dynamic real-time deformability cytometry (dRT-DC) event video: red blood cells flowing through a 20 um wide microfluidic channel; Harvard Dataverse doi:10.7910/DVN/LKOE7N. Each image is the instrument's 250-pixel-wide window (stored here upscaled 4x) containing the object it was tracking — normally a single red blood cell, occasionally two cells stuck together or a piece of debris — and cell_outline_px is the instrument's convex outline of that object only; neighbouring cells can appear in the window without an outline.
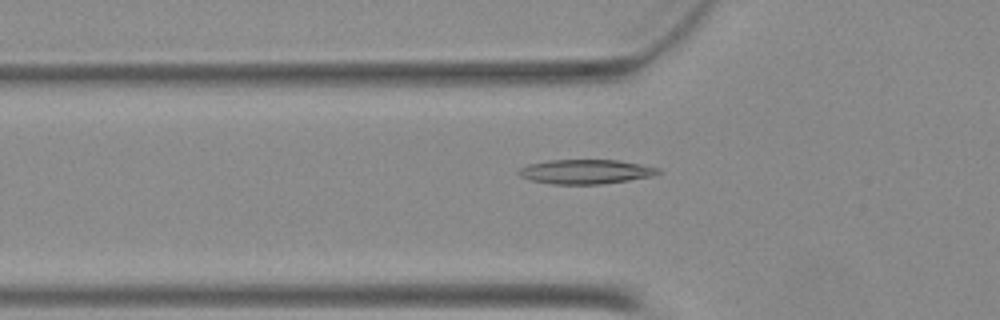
{"species": "Egyptian fruit bat (a non-hibernating species)", "species_latin": "Rousettus aegyptiacus", "temperature_condition": "warm", "stored_images_in_passage": 46, "camera_frame_rate_fps": 3000, "um_per_image_px": 0.085, "animal": {"sex": "female"}, "frame": {"image": 1, "passage_image": 13, "time_ms": 4.0, "image_size_px": [1000, 320], "cell_outline_px": [[660, 172], [652, 176], [628, 180], [600, 184], [552, 184], [532, 180], [520, 176], [516, 172], [520, 168], [528, 164], [548, 160], [620, 160], [660, 168]], "centroid_in_image_um": [49.76, 14.58], "position_along_channel_um": 76.0, "area_um2": 19.77}}
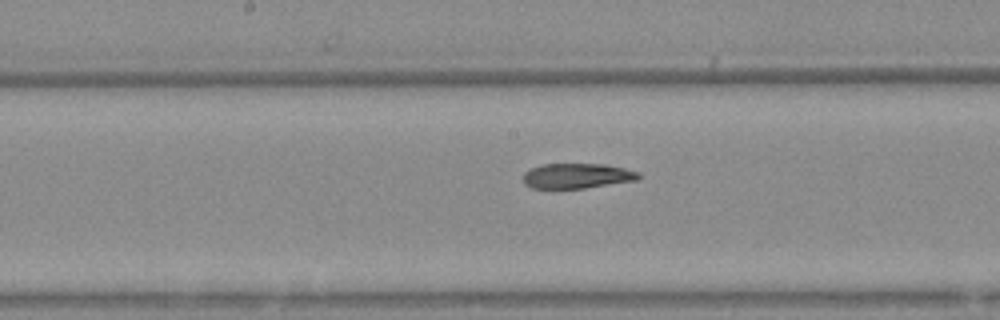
{"frame": {"image": 2, "passage_image": 22, "time_ms": 7.0, "image_size_px": [1000, 320], "cell_outline_px": [[640, 176], [636, 180], [584, 188], [532, 188], [524, 184], [524, 172], [532, 168], [544, 164], [604, 164], [624, 168], [640, 172]], "centroid_in_image_um": [49.04, 14.94], "position_along_channel_um": 199.2, "area_um2": 16.7}}
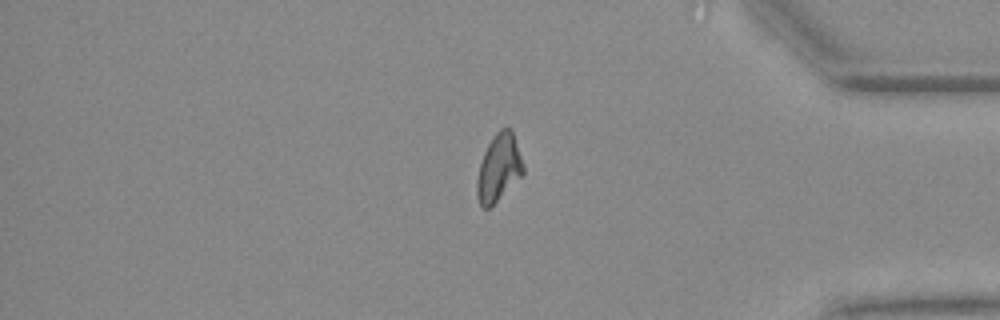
{"frame": {"image": 3, "passage_image": 38, "time_ms": 12.333, "image_size_px": [1000, 320], "cell_outline_px": [[524, 172], [488, 208], [484, 208], [480, 204], [476, 196], [476, 180], [480, 164], [484, 152], [488, 144], [496, 132], [500, 128], [508, 128], [512, 132], [524, 164]], "centroid_in_image_um": [42.37, 14.24], "position_along_channel_um": 392.8, "area_um2": 17.63}}